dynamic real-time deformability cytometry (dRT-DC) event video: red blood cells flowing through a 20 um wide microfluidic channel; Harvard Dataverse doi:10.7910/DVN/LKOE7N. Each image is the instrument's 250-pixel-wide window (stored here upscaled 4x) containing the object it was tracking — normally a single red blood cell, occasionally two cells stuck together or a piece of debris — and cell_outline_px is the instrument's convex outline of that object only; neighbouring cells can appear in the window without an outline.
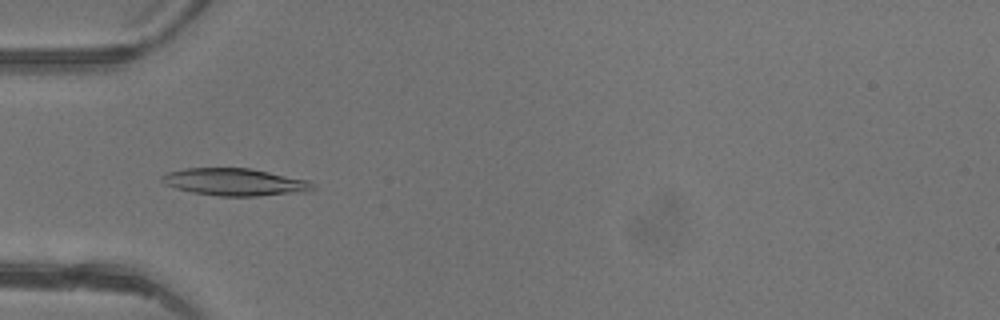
{"species": "common noctule bat (a hibernating species)", "species_latin": "Nyctalus noctula", "temperature_condition": "warm", "stored_images_in_passage": 47, "camera_frame_rate_fps": 3000, "um_per_image_px": 0.085, "animal": {"sex": "female"}, "frame": {"image": 1, "passage_image": 16, "time_ms": 5.0, "image_size_px": [1000, 320], "cell_outline_px": [[316, 188], [308, 192], [256, 196], [220, 196], [192, 192], [176, 188], [164, 184], [160, 180], [160, 176], [168, 172], [184, 168], [248, 168], [308, 180], [316, 184]], "centroid_in_image_um": [19.98, 15.48], "position_along_channel_um": 65.0, "area_um2": 24.1}}
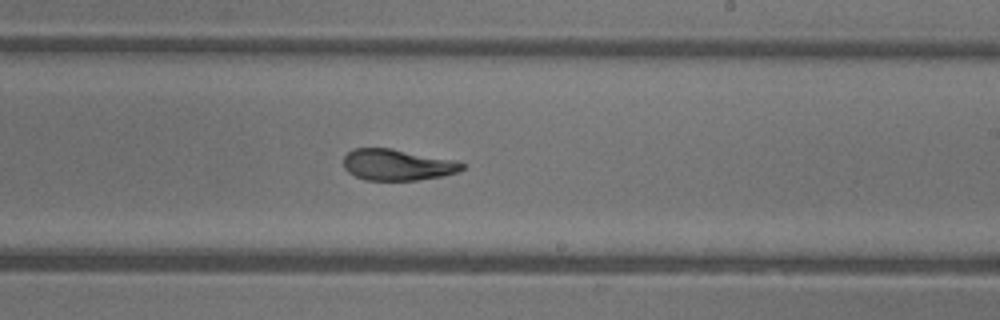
{"frame": {"image": 2, "passage_image": 29, "time_ms": 9.333, "image_size_px": [1000, 320], "cell_outline_px": [[464, 168], [456, 172], [444, 176], [416, 180], [364, 180], [348, 172], [344, 168], [344, 156], [352, 148], [392, 148], [456, 160], [464, 164]], "centroid_in_image_um": [33.77, 14.0], "position_along_channel_um": 255.2, "area_um2": 21.68}}
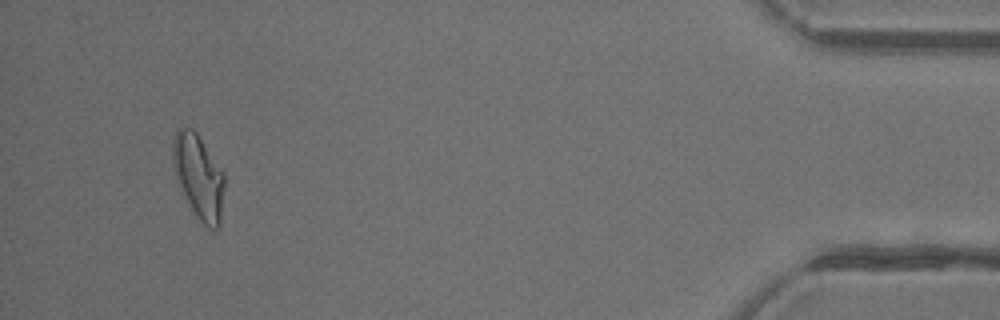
{"frame": {"image": 3, "passage_image": 45, "time_ms": 14.667, "image_size_px": [1000, 320], "cell_outline_px": [[224, 188], [220, 224], [216, 228], [208, 228], [196, 216], [176, 180], [172, 160], [172, 140], [176, 128], [192, 128], [196, 132], [224, 172]], "centroid_in_image_um": [16.87, 14.97], "position_along_channel_um": 418.3, "area_um2": 25.26}, "authors_computed_cell_mechanics": {"area_um2": 23.0044, "velocity_mm_per_s": 4.4144, "shape_relaxation_time_tau1_ms": 3.859, "shape_relaxation_time_tau2_ms": 1.7809, "deformation_change_tau1": 0.1684, "deformation_change_tau2": 0.0765}}